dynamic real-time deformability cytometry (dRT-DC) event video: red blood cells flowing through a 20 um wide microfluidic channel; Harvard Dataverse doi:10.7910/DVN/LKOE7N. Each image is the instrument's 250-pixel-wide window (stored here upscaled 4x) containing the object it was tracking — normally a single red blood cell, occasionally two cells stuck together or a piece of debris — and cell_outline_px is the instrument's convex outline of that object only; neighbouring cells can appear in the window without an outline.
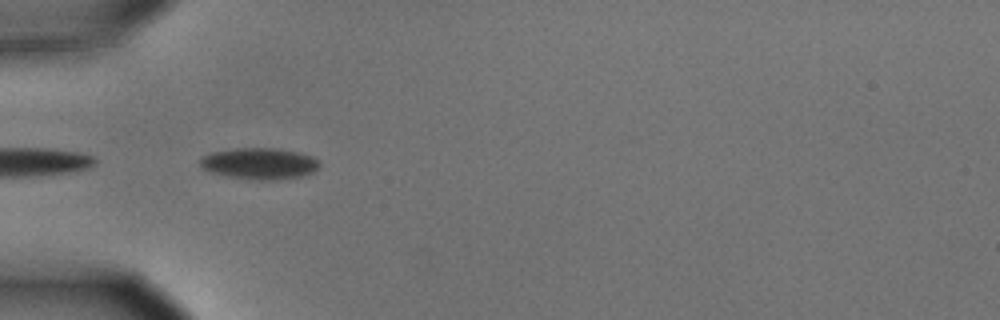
{"species": "common noctule bat (a hibernating species)", "species_latin": "Nyctalus noctula", "temperature_condition": "cold", "stored_images_in_passage": 9, "camera_frame_rate_fps": 3000, "um_per_image_px": 0.085, "animal": {"sex": "male", "body_mass_g": 15.6}, "frame": {"image": 1, "passage_image": 1, "time_ms": 0.0, "image_size_px": [1000, 320], "cell_outline_px": [[320, 164], [312, 172], [300, 176], [272, 180], [260, 180], [228, 176], [212, 172], [200, 168], [200, 156], [212, 152], [236, 148], [276, 148], [296, 152], [312, 156]], "centroid_in_image_um": [21.99, 13.89], "position_along_channel_um": 63.0, "area_um2": 21.56}}